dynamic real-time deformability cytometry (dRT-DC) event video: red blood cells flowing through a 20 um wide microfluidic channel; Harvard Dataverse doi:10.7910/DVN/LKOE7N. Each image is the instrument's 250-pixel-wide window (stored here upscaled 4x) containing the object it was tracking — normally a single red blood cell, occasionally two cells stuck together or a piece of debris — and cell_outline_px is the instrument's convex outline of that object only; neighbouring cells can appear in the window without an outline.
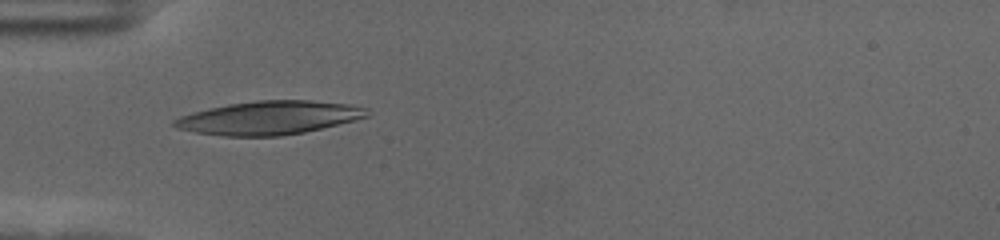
{"species": "human", "species_latin": "Homo sapiens", "temperature_condition": "cold", "stored_images_in_passage": 40, "camera_frame_rate_fps": 3000, "um_per_image_px": 0.085, "donor": {"sex": "female"}, "frame": {"image": 1, "passage_image": 1, "time_ms": 0.0, "image_size_px": [1000, 240], "cell_outline_px": [[368, 116], [356, 120], [304, 132], [280, 136], [224, 136], [196, 132], [176, 128], [172, 124], [172, 120], [180, 116], [192, 112], [208, 108], [228, 104], [256, 100], [308, 100], [352, 104], [368, 108]], "centroid_in_image_um": [22.87, 10.0], "position_along_channel_um": 62.1, "area_um2": 37.74}}
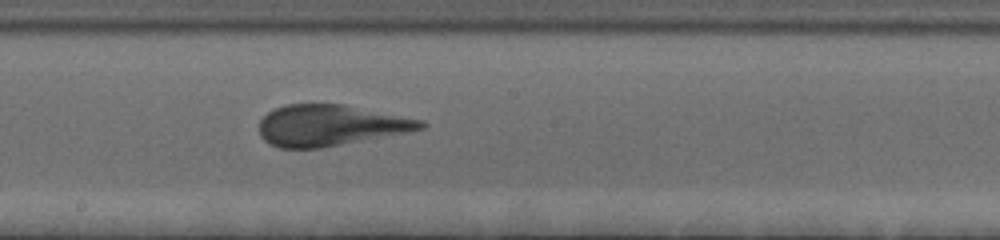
{"frame": {"image": 2, "passage_image": 15, "time_ms": 4.667, "image_size_px": [1000, 240], "cell_outline_px": [[428, 124], [424, 128], [404, 132], [320, 148], [280, 148], [268, 144], [260, 136], [260, 120], [268, 112], [276, 108], [288, 104], [344, 104], [424, 120]], "centroid_in_image_um": [28.05, 10.65], "position_along_channel_um": 220.2, "area_um2": 38.32}}
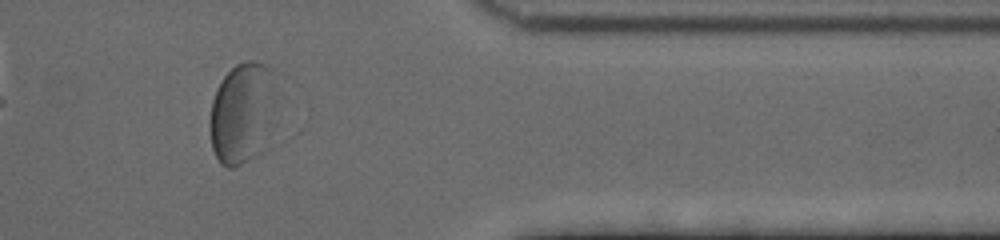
{"frame": {"image": 3, "passage_image": 31, "time_ms": 10.0, "image_size_px": [1000, 240], "cell_outline_px": [[268, 68], [252, 156], [240, 164], [232, 168], [228, 168], [220, 164], [212, 148], [208, 124], [212, 100], [216, 88], [224, 76], [236, 64], [248, 60], [252, 60], [264, 64]], "centroid_in_image_um": [20.15, 9.58], "position_along_channel_um": 391.2, "area_um2": 32.66}, "authors_computed_cell_mechanics": {"area_um2": 39.1884, "velocity_mm_per_s": 3.4785, "shape_relaxation_time_tau1_ms": 3.9486, "shape_relaxation_time_tau2_ms": null, "deformation_change_tau1": 0.1623, "deformation_change_tau2": null}}